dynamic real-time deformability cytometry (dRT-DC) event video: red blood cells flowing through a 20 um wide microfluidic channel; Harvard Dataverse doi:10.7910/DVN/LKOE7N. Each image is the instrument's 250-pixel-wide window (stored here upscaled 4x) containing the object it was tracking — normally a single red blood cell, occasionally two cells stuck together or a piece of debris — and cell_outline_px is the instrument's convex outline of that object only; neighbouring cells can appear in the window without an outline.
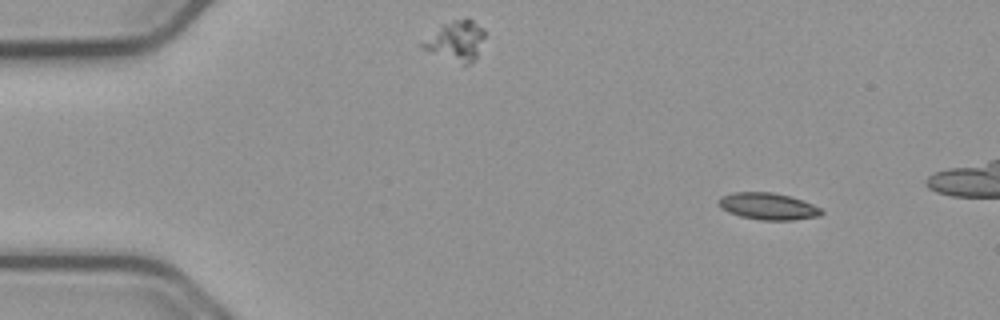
{"species": "common noctule bat (a hibernating species)", "species_latin": "Nyctalus noctula", "temperature_condition": "cold", "stored_images_in_passage": 46, "camera_frame_rate_fps": 3000, "um_per_image_px": 0.085, "animal": {"sex": "male", "body_mass_g": 23.1, "forearm_length_mm": 52.7}, "frame": {"image": 1, "passage_image": 3, "time_ms": 0.667, "image_size_px": [1000, 320], "cell_outline_px": [[824, 212], [820, 216], [792, 220], [760, 220], [740, 216], [728, 212], [720, 208], [716, 204], [716, 200], [720, 196], [732, 192], [772, 192], [804, 200], [820, 208]], "centroid_in_image_um": [65.23, 17.53], "position_along_channel_um": 19.8, "area_um2": 16.3}}
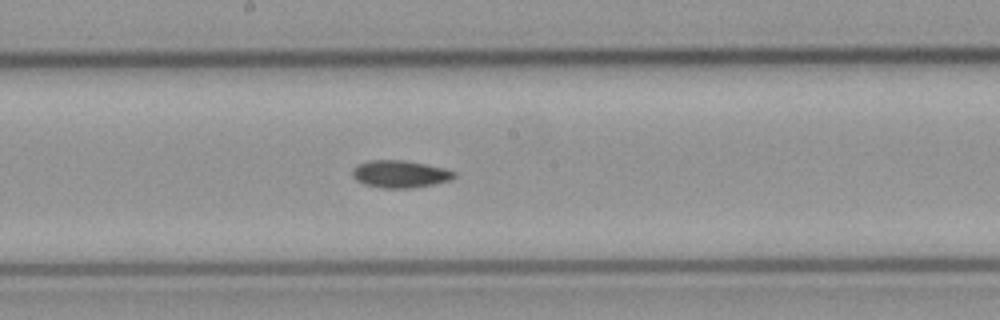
{"frame": {"image": 2, "passage_image": 26, "time_ms": 8.333, "image_size_px": [1000, 320], "cell_outline_px": [[456, 176], [448, 180], [432, 184], [408, 188], [380, 188], [364, 184], [356, 180], [352, 176], [352, 168], [368, 160], [404, 160], [444, 168], [456, 172]], "centroid_in_image_um": [33.96, 14.79], "position_along_channel_um": 214.2, "area_um2": 16.07}}
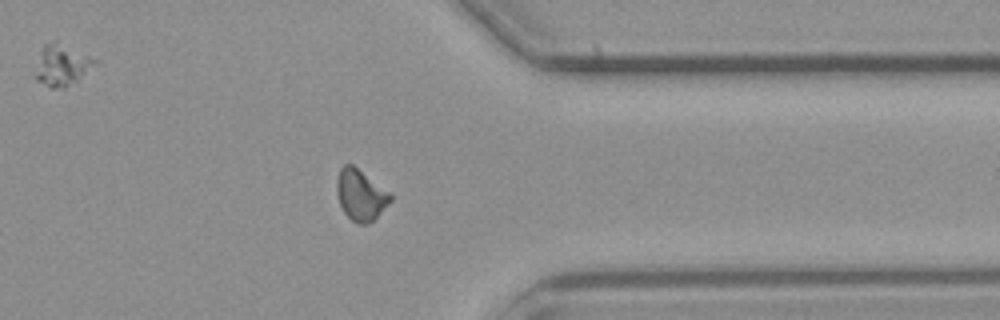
{"frame": {"image": 3, "passage_image": 40, "time_ms": 13.0, "image_size_px": [1000, 320], "cell_outline_px": [[392, 200], [368, 224], [356, 224], [344, 212], [340, 204], [336, 192], [336, 180], [340, 168], [344, 164], [352, 164], [388, 192], [392, 196]], "centroid_in_image_um": [30.61, 16.57], "position_along_channel_um": 380.8, "area_um2": 15.61}}